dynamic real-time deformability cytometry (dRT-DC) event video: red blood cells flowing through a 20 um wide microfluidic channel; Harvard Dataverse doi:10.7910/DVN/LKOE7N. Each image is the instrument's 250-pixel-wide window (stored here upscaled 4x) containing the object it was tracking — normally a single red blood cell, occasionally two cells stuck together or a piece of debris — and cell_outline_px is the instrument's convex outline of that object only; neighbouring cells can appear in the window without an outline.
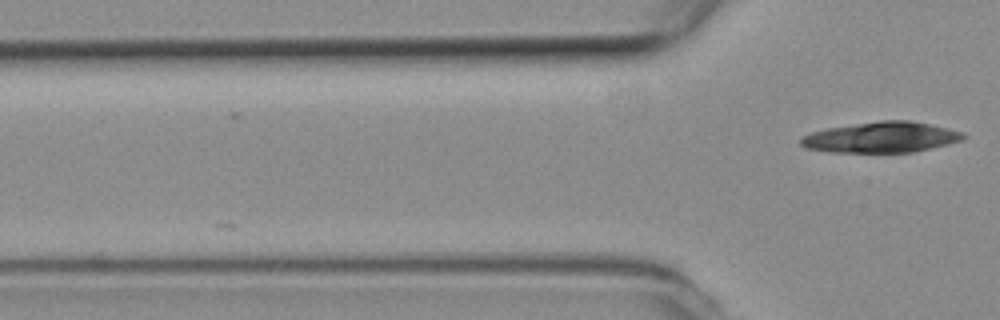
{"species": "common noctule bat (a hibernating species)", "species_latin": "Nyctalus noctula", "temperature_condition": "room temperature", "stored_images_in_passage": 4, "camera_frame_rate_fps": 3000, "um_per_image_px": 0.085, "animal": {"sex": "female", "body_mass_g": 19.3, "forearm_length_mm": 54.1}, "frame": {"image": 1, "passage_image": 4, "time_ms": 1.0, "image_size_px": [1000, 320], "cell_outline_px": [[968, 136], [964, 140], [948, 144], [912, 152], [828, 152], [804, 148], [800, 144], [800, 140], [804, 136], [812, 132], [828, 128], [880, 120], [908, 120], [928, 124], [964, 132]], "centroid_in_image_um": [74.92, 11.67], "position_along_channel_um": 50.9, "area_um2": 28.96}}